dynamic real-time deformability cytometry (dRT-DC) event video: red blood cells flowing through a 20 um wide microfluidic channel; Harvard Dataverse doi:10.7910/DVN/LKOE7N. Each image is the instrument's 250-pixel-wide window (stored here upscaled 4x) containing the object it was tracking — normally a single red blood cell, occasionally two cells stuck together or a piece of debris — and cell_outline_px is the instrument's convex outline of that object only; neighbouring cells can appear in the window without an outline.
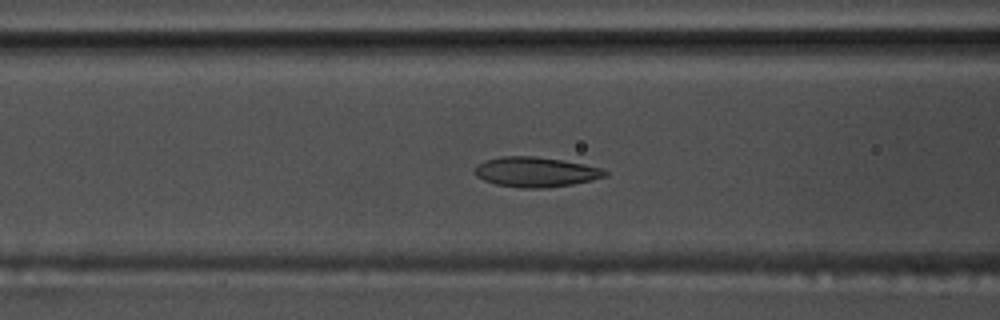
{"species": "common noctule bat (a hibernating species)", "species_latin": "Nyctalus noctula", "temperature_condition": "warm", "stored_images_in_passage": 50, "camera_frame_rate_fps": 3000, "um_per_image_px": 0.085, "animal": {"sex": "male", "body_mass_g": 17.5, "forearm_length_mm": 52.3}, "frame": {"image": 1, "passage_image": 16, "time_ms": 5.0, "image_size_px": [1000, 320], "cell_outline_px": [[608, 176], [592, 180], [572, 184], [548, 188], [524, 188], [496, 184], [484, 180], [476, 176], [472, 172], [476, 164], [484, 160], [504, 156], [536, 156], [584, 164], [600, 168], [608, 172]], "centroid_in_image_um": [45.5, 14.62], "position_along_channel_um": 121.1, "area_um2": 22.83}}
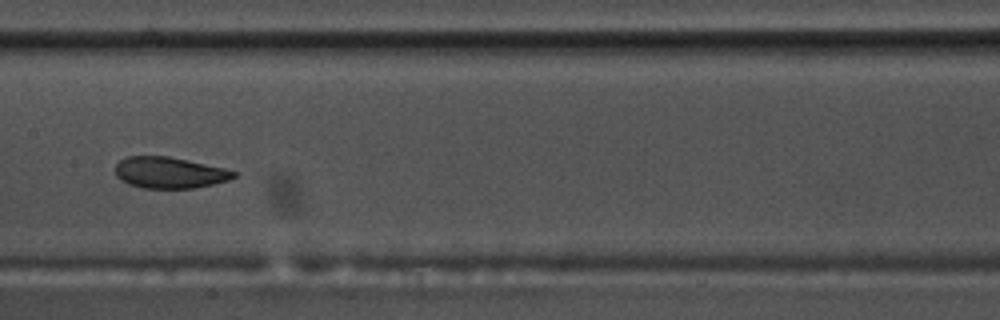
{"frame": {"image": 2, "passage_image": 22, "time_ms": 7.0, "image_size_px": [1000, 320], "cell_outline_px": [[236, 176], [228, 180], [212, 184], [192, 188], [140, 188], [128, 184], [120, 180], [116, 176], [116, 164], [120, 160], [128, 156], [168, 156], [188, 160], [224, 168], [236, 172]], "centroid_in_image_um": [14.37, 14.67], "position_along_channel_um": 193.0, "area_um2": 21.5}}
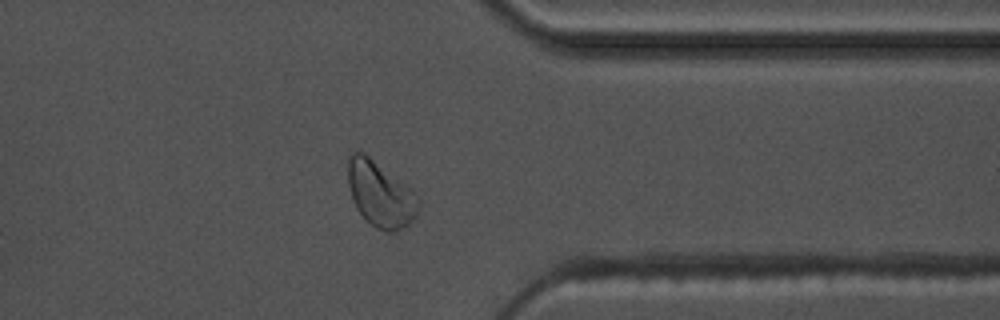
{"frame": {"image": 3, "passage_image": 38, "time_ms": 12.333, "image_size_px": [1000, 320], "cell_outline_px": [[420, 212], [404, 228], [396, 232], [388, 232], [376, 228], [364, 220], [356, 208], [352, 200], [348, 184], [348, 156], [352, 152], [364, 152], [420, 196]], "centroid_in_image_um": [32.34, 16.54], "position_along_channel_um": 379.1, "area_um2": 27.28}, "authors_computed_cell_mechanics": {"area_um2": 22.831, "velocity_mm_per_s": 3.6113, "shape_relaxation_time_tau1_ms": 3.0862, "shape_relaxation_time_tau2_ms": 1.8753, "deformation_change_tau1": 0.1059, "deformation_change_tau2": 0.0815}}